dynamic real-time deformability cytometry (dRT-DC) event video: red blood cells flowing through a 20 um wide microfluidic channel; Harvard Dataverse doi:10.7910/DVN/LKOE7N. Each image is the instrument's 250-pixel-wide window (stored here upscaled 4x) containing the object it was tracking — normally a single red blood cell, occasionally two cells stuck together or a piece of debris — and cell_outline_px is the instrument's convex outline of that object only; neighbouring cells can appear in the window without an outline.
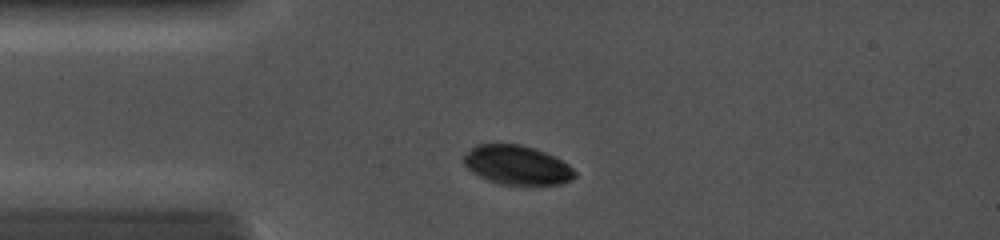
{"species": "common noctule bat (a hibernating species)", "species_latin": "Nyctalus noctula", "temperature_condition": "cold", "stored_images_in_passage": 16, "camera_frame_rate_fps": 5000, "um_per_image_px": 0.085, "animal": {"sex": "female", "body_mass_g": 19.0, "forearm_length_mm": 56.7}, "frame": {"image": 1, "passage_image": 3, "time_ms": 1.2, "image_size_px": [1000, 240], "cell_outline_px": [[576, 176], [560, 184], [500, 184], [488, 180], [472, 172], [464, 164], [464, 156], [476, 144], [520, 144], [544, 152], [568, 164], [576, 172]], "centroid_in_image_um": [43.93, 14.03], "position_along_channel_um": 41.1, "area_um2": 24.85}}
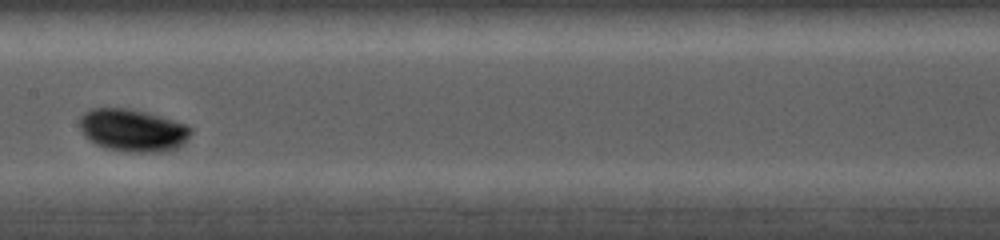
{"frame": {"image": 2, "passage_image": 10, "time_ms": 5.2, "image_size_px": [1000, 240], "cell_outline_px": [[192, 132], [184, 144], [176, 148], [160, 152], [136, 152], [104, 148], [96, 144], [84, 136], [80, 128], [80, 116], [84, 112], [92, 108], [128, 108], [160, 116], [184, 124], [192, 128]], "centroid_in_image_um": [11.27, 11.07], "position_along_channel_um": 196.1, "area_um2": 27.46}}
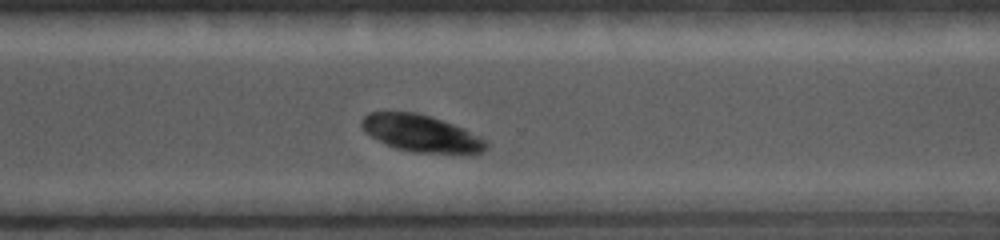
{"frame": {"image": 3, "passage_image": 16, "time_ms": 8.4, "image_size_px": [1000, 240], "cell_outline_px": [[488, 148], [480, 152], [464, 156], [460, 156], [412, 152], [396, 148], [364, 132], [360, 124], [360, 120], [368, 112], [416, 112], [432, 116], [464, 128], [488, 140]], "centroid_in_image_um": [35.89, 11.37], "position_along_channel_um": 334.7, "area_um2": 27.63}}